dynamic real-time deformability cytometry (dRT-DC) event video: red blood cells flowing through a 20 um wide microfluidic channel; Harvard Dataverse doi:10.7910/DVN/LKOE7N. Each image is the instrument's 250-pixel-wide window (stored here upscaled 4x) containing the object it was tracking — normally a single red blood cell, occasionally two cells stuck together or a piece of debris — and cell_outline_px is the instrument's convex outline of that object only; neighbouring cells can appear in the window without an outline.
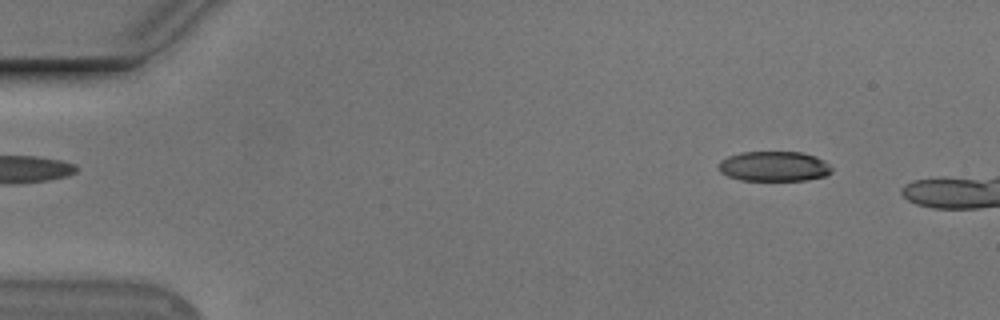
{"species": "Egyptian fruit bat (a non-hibernating species)", "species_latin": "Rousettus aegyptiacus", "temperature_condition": "cold", "stored_images_in_passage": 17, "camera_frame_rate_fps": 3000, "um_per_image_px": 0.085, "animal": {"sex": "male"}, "frame": {"image": 1, "passage_image": 3, "time_ms": 0.667, "image_size_px": [1000, 320], "cell_outline_px": [[832, 172], [824, 176], [804, 180], [740, 180], [728, 176], [720, 172], [720, 160], [728, 156], [740, 152], [800, 152], [816, 156], [824, 160], [832, 168]], "centroid_in_image_um": [65.79, 14.13], "position_along_channel_um": 19.2, "area_um2": 19.71}}
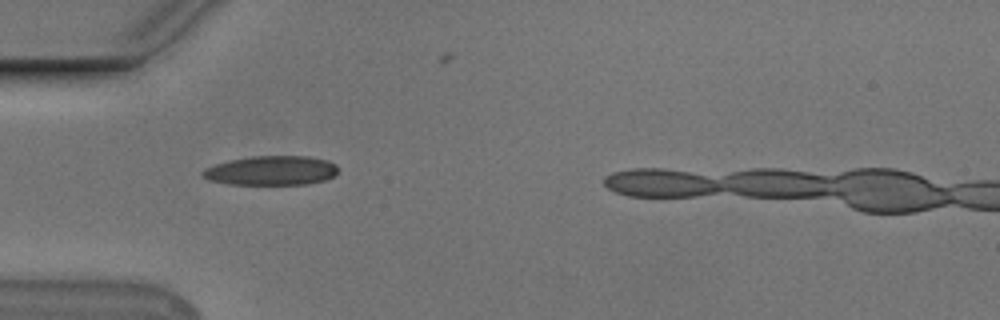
{"frame": {"image": 2, "passage_image": 14, "time_ms": 4.333, "image_size_px": [1000, 320], "cell_outline_px": [[340, 168], [336, 176], [324, 180], [304, 184], [228, 184], [208, 180], [200, 176], [200, 172], [204, 168], [228, 160], [252, 156], [308, 156], [328, 160], [336, 164]], "centroid_in_image_um": [23.06, 14.49], "position_along_channel_um": 61.9, "area_um2": 23.47}}